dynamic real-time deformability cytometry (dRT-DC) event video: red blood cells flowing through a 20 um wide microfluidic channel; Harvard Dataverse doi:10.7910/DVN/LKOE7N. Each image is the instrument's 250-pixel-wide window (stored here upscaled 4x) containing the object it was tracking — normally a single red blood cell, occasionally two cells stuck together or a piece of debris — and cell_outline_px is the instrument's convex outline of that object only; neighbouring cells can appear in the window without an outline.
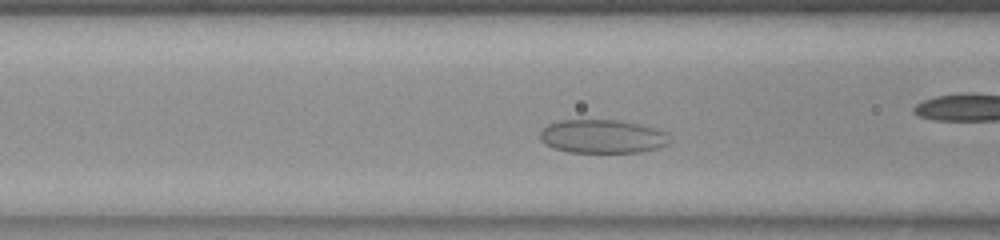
{"species": "common noctule bat (a hibernating species)", "species_latin": "Nyctalus noctula", "temperature_condition": "room temperature", "stored_images_in_passage": 42, "camera_frame_rate_fps": 3000, "um_per_image_px": 0.085, "animal": {"sex": "female", "body_mass_g": 23.0, "forearm_length_mm": 53.4}, "frame": {"image": 1, "passage_image": 7, "time_ms": 2.0, "image_size_px": [1000, 240], "cell_outline_px": [[672, 140], [668, 144], [656, 148], [640, 152], [568, 152], [552, 148], [544, 144], [540, 140], [540, 132], [548, 124], [560, 120], [616, 120], [640, 124], [668, 132]], "centroid_in_image_um": [51.21, 11.6], "position_along_channel_um": 115.4, "area_um2": 25.55}}